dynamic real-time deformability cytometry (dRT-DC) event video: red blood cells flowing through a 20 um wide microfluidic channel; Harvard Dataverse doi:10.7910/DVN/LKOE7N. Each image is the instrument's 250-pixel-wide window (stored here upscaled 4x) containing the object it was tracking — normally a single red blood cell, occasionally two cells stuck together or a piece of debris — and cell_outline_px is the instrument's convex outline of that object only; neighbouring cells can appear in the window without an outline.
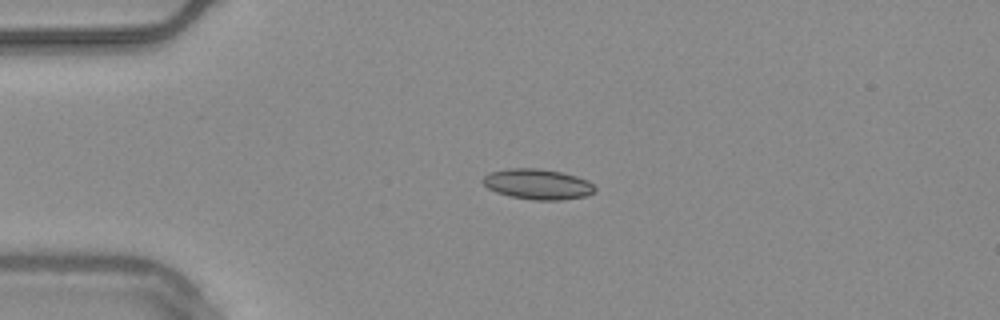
{"species": "common noctule bat (a hibernating species)", "species_latin": "Nyctalus noctula", "temperature_condition": "warm", "stored_images_in_passage": 42, "camera_frame_rate_fps": 3000, "um_per_image_px": 0.085, "animal": {"sex": "male", "body_mass_g": 20.4}, "frame": {"image": 1, "passage_image": 1, "time_ms": 0.0, "image_size_px": [1000, 320], "cell_outline_px": [[596, 192], [588, 196], [560, 200], [532, 200], [512, 196], [496, 192], [488, 188], [480, 180], [484, 176], [492, 172], [508, 168], [536, 168], [560, 172], [576, 176], [588, 180], [596, 188]], "centroid_in_image_um": [45.73, 15.66], "position_along_channel_um": 39.3, "area_um2": 19.88}}
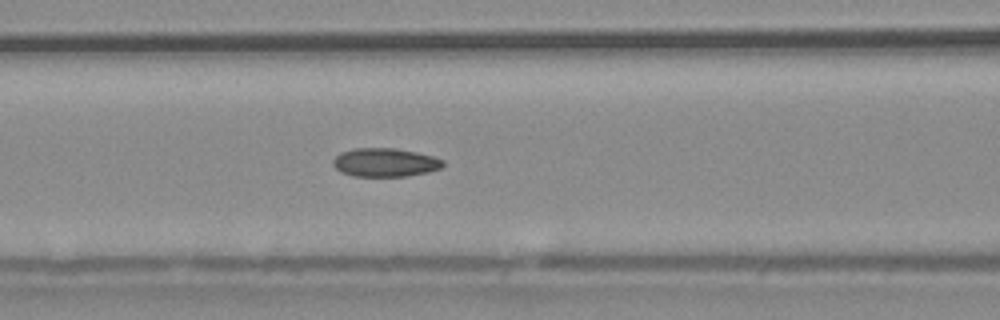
{"frame": {"image": 2, "passage_image": 11, "time_ms": 3.333, "image_size_px": [1000, 320], "cell_outline_px": [[444, 164], [440, 168], [428, 172], [408, 176], [352, 176], [340, 172], [332, 164], [332, 160], [340, 152], [352, 148], [396, 148], [416, 152], [432, 156], [444, 160]], "centroid_in_image_um": [32.7, 13.8], "position_along_channel_um": 133.9, "area_um2": 18.44}}
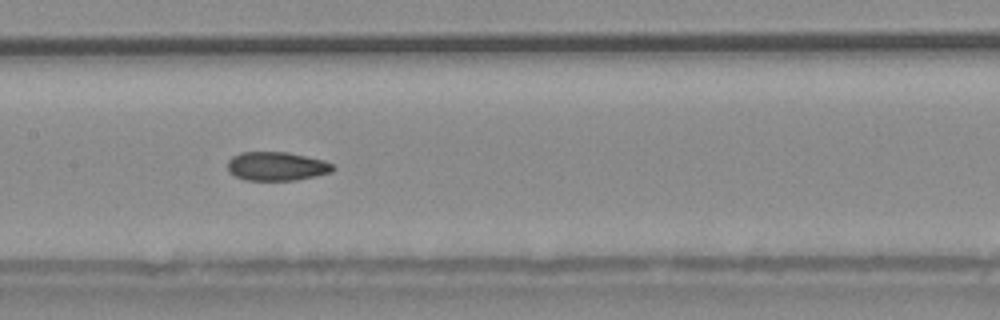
{"frame": {"image": 3, "passage_image": 15, "time_ms": 4.667, "image_size_px": [1000, 320], "cell_outline_px": [[336, 168], [332, 172], [316, 176], [296, 180], [244, 180], [228, 172], [228, 160], [232, 156], [240, 152], [288, 152], [324, 160], [332, 164]], "centroid_in_image_um": [23.52, 14.13], "position_along_channel_um": 183.9, "area_um2": 17.8}, "authors_computed_cell_mechanics": {"area_um2": 18.0625, "velocity_mm_per_s": 3.7568, "shape_relaxation_time_tau1_ms": null, "shape_relaxation_time_tau2_ms": 3.2151, "deformation_change_tau1": null, "deformation_change_tau2": 0.0761}}